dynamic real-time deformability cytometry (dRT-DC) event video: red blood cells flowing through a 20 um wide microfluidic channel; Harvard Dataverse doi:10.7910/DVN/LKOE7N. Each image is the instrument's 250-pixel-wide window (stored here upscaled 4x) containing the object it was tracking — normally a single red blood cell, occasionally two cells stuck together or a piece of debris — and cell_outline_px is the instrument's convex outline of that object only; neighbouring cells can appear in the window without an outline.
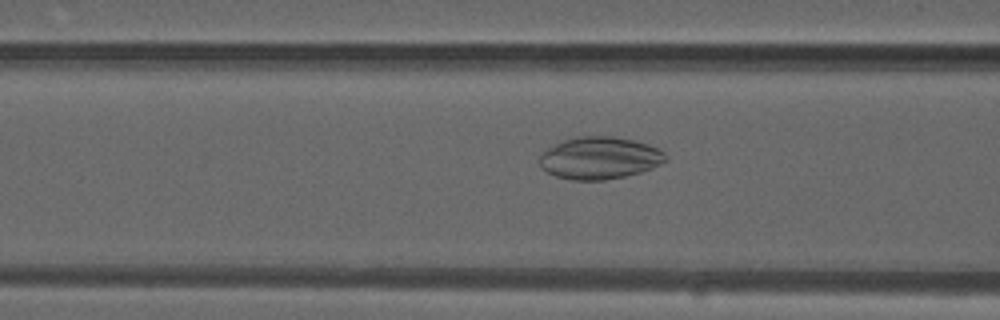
{"species": "common noctule bat (a hibernating species)", "species_latin": "Nyctalus noctula", "temperature_condition": "warm", "stored_images_in_passage": 47, "camera_frame_rate_fps": 3000, "um_per_image_px": 0.085, "animal": {"sex": "male", "forearm_length_mm": 52.5}, "frame": {"image": 1, "passage_image": 16, "time_ms": 5.0, "image_size_px": [1000, 320], "cell_outline_px": [[668, 160], [652, 168], [640, 172], [624, 176], [604, 180], [572, 180], [556, 176], [540, 168], [540, 152], [564, 140], [576, 136], [612, 136], [636, 140], [660, 148], [668, 156]], "centroid_in_image_um": [50.99, 13.42], "position_along_channel_um": 115.6, "area_um2": 31.27}}
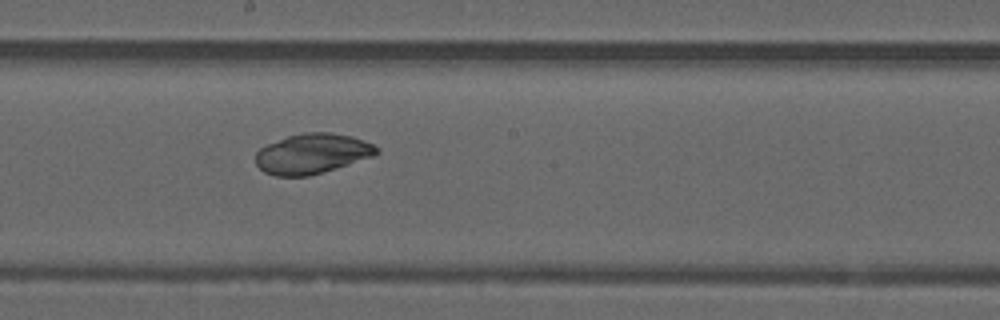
{"frame": {"image": 2, "passage_image": 24, "time_ms": 7.667, "image_size_px": [1000, 320], "cell_outline_px": [[380, 152], [376, 156], [308, 176], [276, 176], [264, 172], [256, 164], [256, 152], [260, 148], [268, 144], [288, 136], [304, 132], [332, 132], [352, 136], [372, 144], [380, 148]], "centroid_in_image_um": [26.56, 13.06], "position_along_channel_um": 221.6, "area_um2": 28.26}}
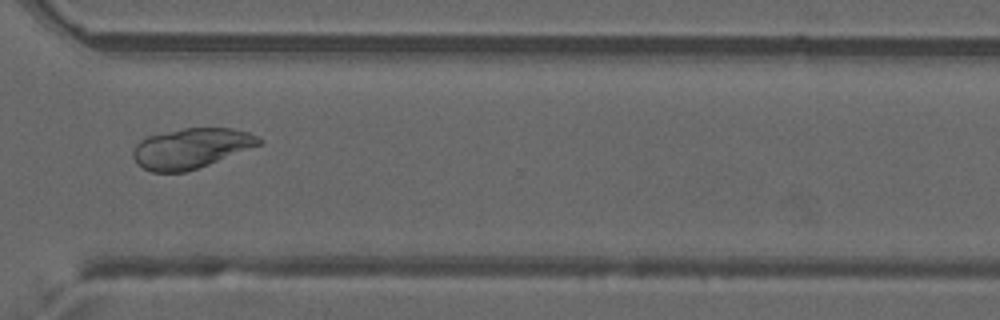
{"frame": {"image": 3, "passage_image": 34, "time_ms": 11.0, "image_size_px": [1000, 320], "cell_outline_px": [[260, 144], [208, 164], [184, 172], [152, 172], [136, 164], [132, 156], [132, 152], [136, 144], [140, 140], [148, 136], [184, 128], [232, 128], [248, 132], [256, 136], [260, 140]], "centroid_in_image_um": [16.17, 12.6], "position_along_channel_um": 354.4, "area_um2": 28.96}}